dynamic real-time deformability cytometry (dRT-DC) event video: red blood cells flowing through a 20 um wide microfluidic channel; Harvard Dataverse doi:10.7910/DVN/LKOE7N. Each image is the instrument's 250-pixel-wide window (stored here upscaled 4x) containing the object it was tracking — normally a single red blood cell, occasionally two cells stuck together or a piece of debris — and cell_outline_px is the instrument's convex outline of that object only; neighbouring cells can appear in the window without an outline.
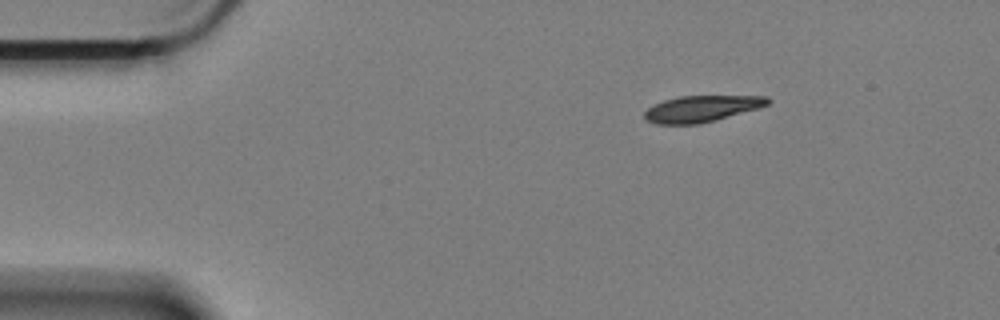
{"species": "Egyptian fruit bat (a non-hibernating species)", "species_latin": "Rousettus aegyptiacus", "temperature_condition": "cold", "stored_images_in_passage": 52, "camera_frame_rate_fps": 3000, "um_per_image_px": 0.085, "animal": {"sex": "female"}, "frame": {"image": 1, "passage_image": 1, "time_ms": 0.0, "image_size_px": [1000, 320], "cell_outline_px": [[772, 100], [768, 104], [760, 108], [700, 124], [656, 124], [644, 120], [644, 112], [652, 104], [676, 96], [768, 96]], "centroid_in_image_um": [59.62, 9.24], "position_along_channel_um": 25.4, "area_um2": 19.13}}
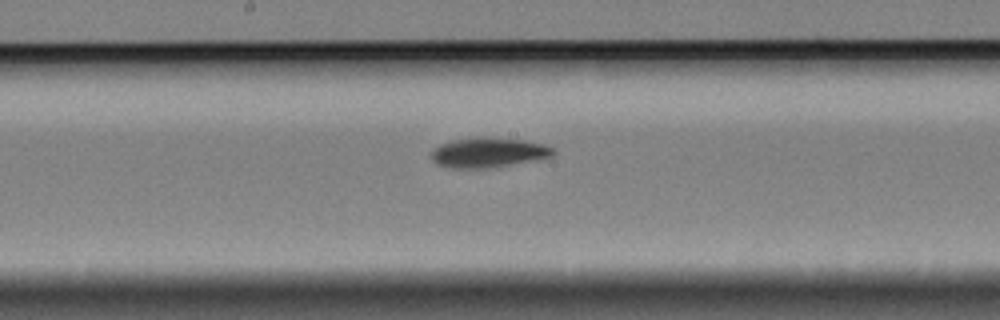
{"frame": {"image": 2, "passage_image": 23, "time_ms": 7.333, "image_size_px": [1000, 320], "cell_outline_px": [[556, 152], [552, 156], [496, 168], [448, 168], [436, 164], [432, 160], [432, 148], [440, 144], [452, 140], [476, 136], [484, 136], [524, 140], [544, 144], [552, 148]], "centroid_in_image_um": [41.48, 12.96], "position_along_channel_um": 206.7, "area_um2": 21.62}}
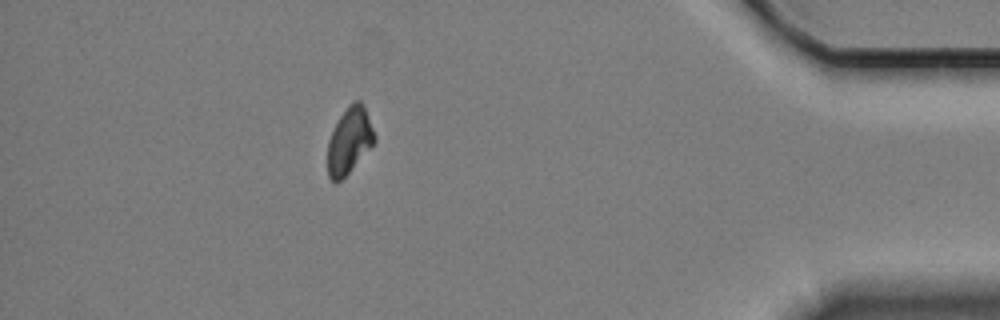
{"frame": {"image": 3, "passage_image": 45, "time_ms": 14.667, "image_size_px": [1000, 320], "cell_outline_px": [[376, 140], [348, 172], [340, 180], [332, 180], [328, 176], [328, 140], [340, 116], [348, 104], [352, 100], [360, 100], [364, 104], [376, 136]], "centroid_in_image_um": [29.71, 11.88], "position_along_channel_um": 405.5, "area_um2": 17.74}, "authors_computed_cell_mechanics": {"area_um2": 20.3167, "velocity_mm_per_s": 3.3419, "shape_relaxation_time_tau1_ms": 2.8656, "shape_relaxation_time_tau2_ms": null, "deformation_change_tau1": 0.1189, "deformation_change_tau2": null}}